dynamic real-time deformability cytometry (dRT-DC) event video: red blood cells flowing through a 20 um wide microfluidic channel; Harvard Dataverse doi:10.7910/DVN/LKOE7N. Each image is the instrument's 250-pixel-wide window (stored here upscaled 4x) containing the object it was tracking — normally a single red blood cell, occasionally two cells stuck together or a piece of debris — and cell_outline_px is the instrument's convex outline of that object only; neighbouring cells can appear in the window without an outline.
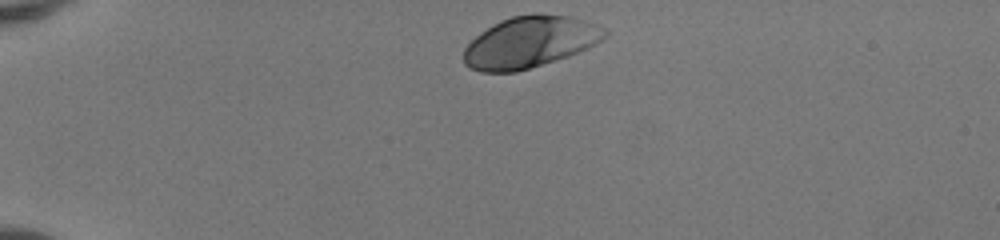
{"species": "human", "species_latin": "Homo sapiens", "temperature_condition": "room temperature", "stored_images_in_passage": 34, "camera_frame_rate_fps": 3000, "um_per_image_px": 0.085, "donor": {"sex": "female"}, "frame": {"image": 1, "passage_image": 1, "time_ms": 0.0, "image_size_px": [1000, 240], "cell_outline_px": [[608, 36], [588, 48], [568, 56], [556, 60], [516, 72], [480, 72], [468, 68], [464, 64], [464, 48], [480, 32], [492, 24], [500, 20], [512, 16], [532, 12], [540, 12], [572, 16], [608, 28]], "centroid_in_image_um": [45.06, 3.55], "position_along_channel_um": 39.9, "area_um2": 42.83}}
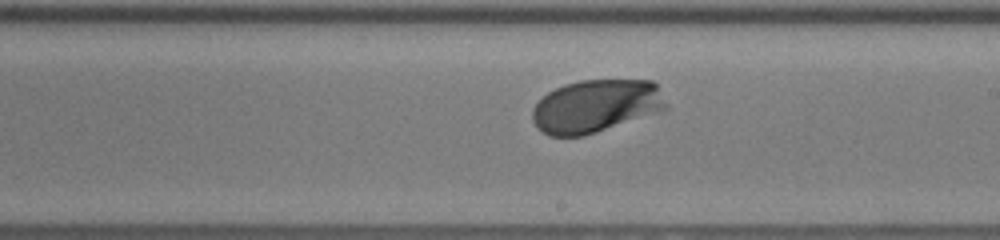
{"frame": {"image": 2, "passage_image": 20, "time_ms": 6.333, "image_size_px": [1000, 240], "cell_outline_px": [[668, 108], [660, 112], [584, 136], [548, 136], [532, 120], [532, 108], [548, 92], [564, 84], [580, 80], [652, 80], [656, 84], [668, 104]], "centroid_in_image_um": [50.68, 9.01], "position_along_channel_um": 238.3, "area_um2": 41.27}}
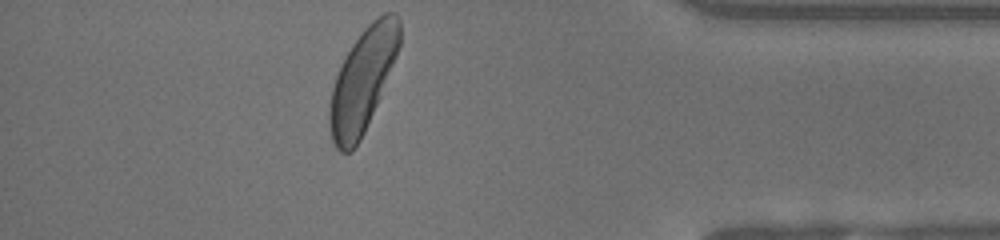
{"frame": {"image": 3, "passage_image": 34, "time_ms": 11.0, "image_size_px": [1000, 240], "cell_outline_px": [[400, 44], [396, 56], [380, 96], [364, 132], [360, 140], [352, 152], [340, 152], [332, 144], [328, 120], [328, 112], [332, 88], [336, 76], [352, 44], [364, 28], [372, 20], [384, 12], [396, 12], [400, 20]], "centroid_in_image_um": [30.81, 6.83], "position_along_channel_um": 404.4, "area_um2": 41.73}, "authors_computed_cell_mechanics": {"area_um2": 41.0091, "velocity_mm_per_s": 4.0893, "shape_relaxation_time_tau1_ms": 1.0451, "shape_relaxation_time_tau2_ms": null, "deformation_change_tau1": 0.1097, "deformation_change_tau2": null}}